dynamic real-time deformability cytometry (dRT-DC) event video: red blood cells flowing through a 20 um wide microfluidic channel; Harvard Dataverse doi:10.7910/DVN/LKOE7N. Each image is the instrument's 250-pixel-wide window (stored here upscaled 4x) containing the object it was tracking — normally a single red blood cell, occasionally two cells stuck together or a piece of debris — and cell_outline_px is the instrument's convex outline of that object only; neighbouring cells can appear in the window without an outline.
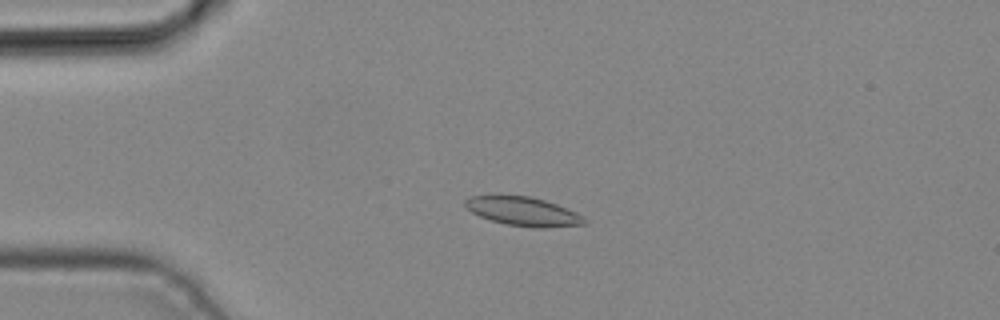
{"species": "common noctule bat (a hibernating species)", "species_latin": "Nyctalus noctula", "temperature_condition": "cold", "stored_images_in_passage": 6, "camera_frame_rate_fps": 3000, "um_per_image_px": 0.085, "animal": {"sex": "male", "body_mass_g": 19.2, "forearm_length_mm": 51.8}, "frame": {"image": 1, "passage_image": 3, "time_ms": 0.667, "image_size_px": [1000, 320], "cell_outline_px": [[588, 220], [584, 224], [544, 228], [532, 228], [508, 224], [492, 220], [480, 216], [472, 212], [464, 204], [464, 200], [472, 196], [500, 192], [532, 196], [556, 204], [576, 212], [584, 216]], "centroid_in_image_um": [44.44, 17.92], "position_along_channel_um": 40.6, "area_um2": 20.69}}
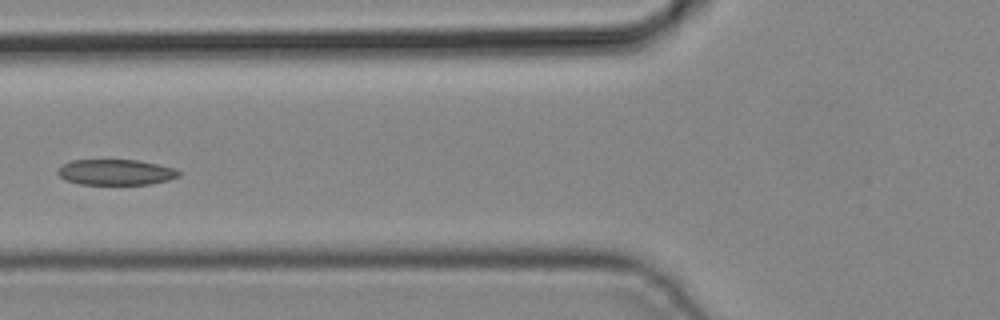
{"frame": {"image": 2, "passage_image": 5, "time_ms": 1.333, "image_size_px": [1000, 320], "cell_outline_px": [[180, 176], [168, 180], [148, 184], [80, 184], [64, 180], [56, 172], [64, 164], [72, 160], [136, 160], [176, 168], [180, 172]], "centroid_in_image_um": [9.84, 14.64], "position_along_channel_um": 116.0, "area_um2": 17.98}}
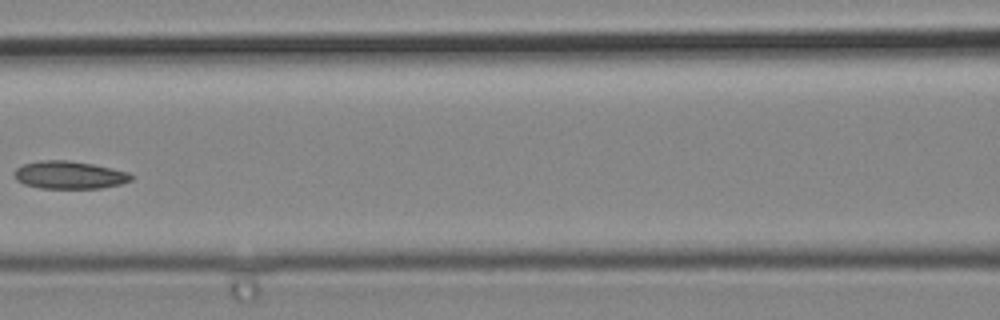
{"frame": {"image": 3, "passage_image": 6, "time_ms": 1.667, "image_size_px": [1000, 320], "cell_outline_px": [[132, 180], [120, 184], [100, 188], [40, 188], [24, 184], [16, 180], [16, 168], [24, 164], [40, 160], [68, 160], [92, 164], [112, 168], [128, 172], [132, 176]], "centroid_in_image_um": [5.9, 14.87], "position_along_channel_um": 160.7, "area_um2": 18.73}}